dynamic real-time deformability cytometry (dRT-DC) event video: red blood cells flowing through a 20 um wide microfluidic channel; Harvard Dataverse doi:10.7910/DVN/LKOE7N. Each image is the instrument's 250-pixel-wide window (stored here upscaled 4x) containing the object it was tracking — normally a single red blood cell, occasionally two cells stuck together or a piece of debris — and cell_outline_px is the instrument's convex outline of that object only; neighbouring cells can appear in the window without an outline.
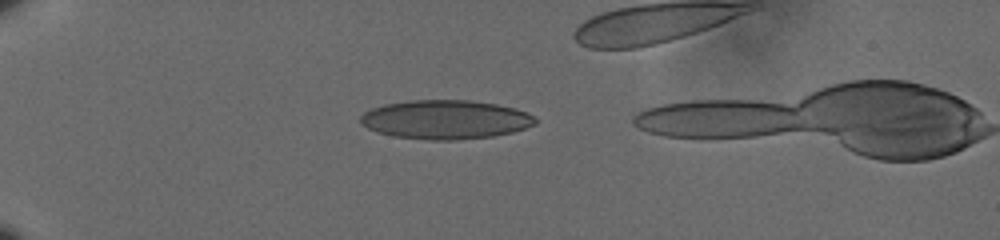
{"species": "human", "species_latin": "Homo sapiens", "temperature_condition": "cold", "stored_images_in_passage": 32, "camera_frame_rate_fps": 3000, "um_per_image_px": 0.085, "donor": {"sex": "male"}, "frame": {"image": 1, "passage_image": 6, "time_ms": 1.667, "image_size_px": [1000, 240], "cell_outline_px": [[536, 124], [512, 132], [492, 136], [452, 140], [432, 140], [392, 136], [376, 132], [360, 124], [360, 116], [364, 112], [372, 108], [384, 104], [408, 100], [468, 100], [496, 104], [516, 108], [536, 116]], "centroid_in_image_um": [37.84, 10.16], "position_along_channel_um": 47.2, "area_um2": 39.82}}
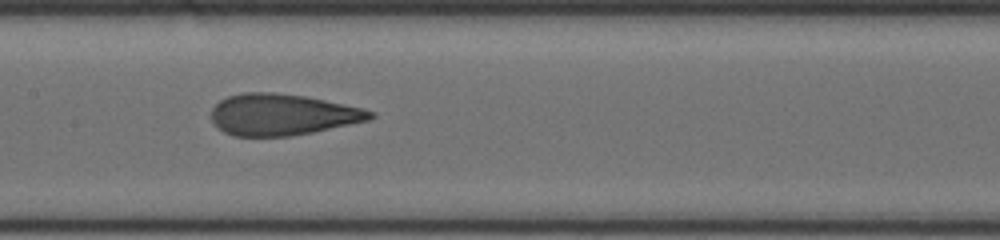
{"frame": {"image": 2, "passage_image": 21, "time_ms": 6.667, "image_size_px": [1000, 240], "cell_outline_px": [[376, 116], [368, 120], [312, 132], [288, 136], [232, 136], [224, 132], [212, 120], [212, 108], [220, 100], [228, 96], [240, 92], [276, 92], [304, 96], [364, 108], [376, 112]], "centroid_in_image_um": [23.99, 9.73], "position_along_channel_um": 183.4, "area_um2": 38.21}}
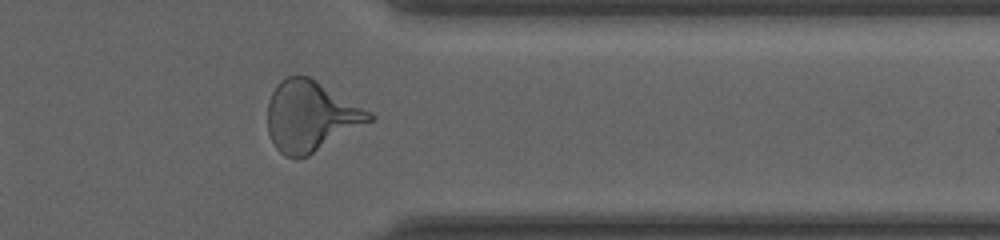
{"frame": {"image": 3, "passage_image": 29, "time_ms": 9.333, "image_size_px": [1000, 240], "cell_outline_px": [[376, 116], [372, 120], [308, 156], [296, 160], [284, 156], [276, 148], [268, 132], [268, 100], [276, 84], [280, 80], [288, 76], [308, 76], [372, 112]], "centroid_in_image_um": [26.38, 9.89], "position_along_channel_um": 385.0, "area_um2": 41.56}, "authors_computed_cell_mechanics": {"area_um2": 39.1884, "velocity_mm_per_s": 4.5126, "shape_relaxation_time_tau1_ms": null, "shape_relaxation_time_tau2_ms": 1.0388, "deformation_change_tau1": null, "deformation_change_tau2": 0.1037}}